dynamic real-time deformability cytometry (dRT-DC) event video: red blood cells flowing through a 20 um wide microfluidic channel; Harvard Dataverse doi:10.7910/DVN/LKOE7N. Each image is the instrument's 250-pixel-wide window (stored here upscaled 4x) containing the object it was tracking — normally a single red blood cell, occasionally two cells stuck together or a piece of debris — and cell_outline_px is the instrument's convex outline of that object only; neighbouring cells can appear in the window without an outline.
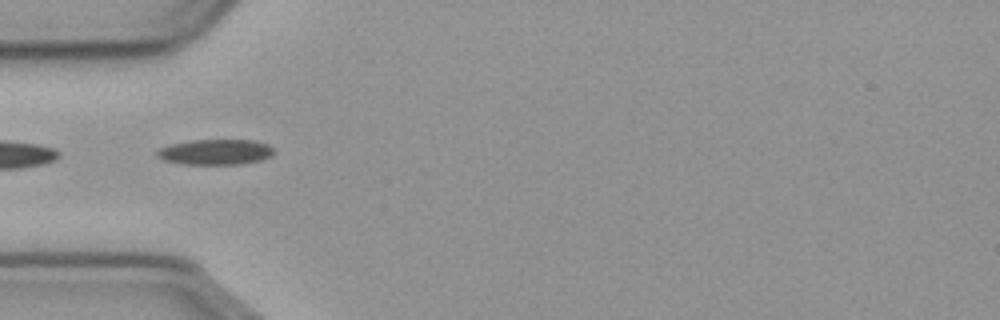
{"species": "common noctule bat (a hibernating species)", "species_latin": "Nyctalus noctula", "temperature_condition": "cold", "stored_images_in_passage": 38, "camera_frame_rate_fps": 3000, "um_per_image_px": 0.085, "animal": {"sex": "male", "body_mass_g": 23.1, "forearm_length_mm": 52.7}, "frame": {"image": 1, "passage_image": 1, "time_ms": 0.0, "image_size_px": [1000, 320], "cell_outline_px": [[276, 152], [272, 156], [260, 160], [240, 164], [184, 164], [164, 160], [156, 156], [156, 152], [160, 148], [172, 144], [192, 140], [252, 140], [268, 144]], "centroid_in_image_um": [18.34, 12.92], "position_along_channel_um": 66.7, "area_um2": 17.28}, "authors_computed_cell_mechanics": {"area_um2": 14.9991, "velocity_mm_per_s": 3.5879, "shape_relaxation_time_tau1_ms": 6.306, "shape_relaxation_time_tau2_ms": null, "deformation_change_tau1": 0.0796, "deformation_change_tau2": null}}